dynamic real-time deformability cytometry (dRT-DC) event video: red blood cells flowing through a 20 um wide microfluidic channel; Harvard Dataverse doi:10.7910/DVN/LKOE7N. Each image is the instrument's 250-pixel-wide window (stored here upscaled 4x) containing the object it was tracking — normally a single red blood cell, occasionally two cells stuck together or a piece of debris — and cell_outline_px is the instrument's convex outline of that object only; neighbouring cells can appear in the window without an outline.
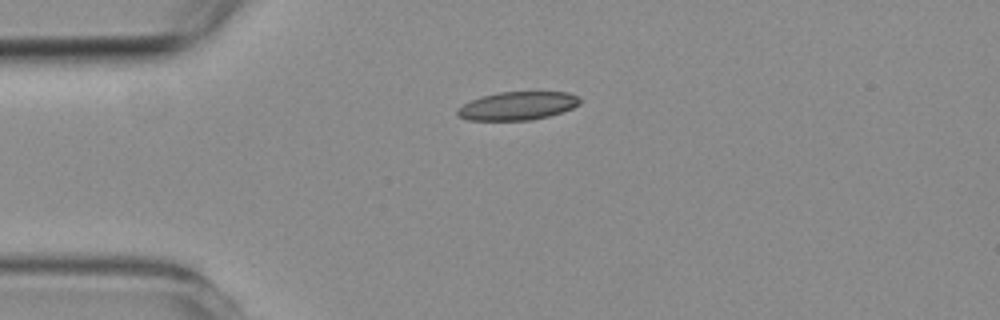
{"species": "common noctule bat (a hibernating species)", "species_latin": "Nyctalus noctula", "temperature_condition": "room temperature", "stored_images_in_passage": 2, "camera_frame_rate_fps": 3000, "um_per_image_px": 0.085, "animal": {"sex": "female", "body_mass_g": 19.3, "forearm_length_mm": 54.1}, "frame": {"image": 1, "passage_image": 1, "time_ms": 0.0, "image_size_px": [1000, 320], "cell_outline_px": [[580, 104], [572, 108], [548, 116], [532, 120], [468, 120], [456, 116], [456, 108], [480, 96], [500, 92], [568, 92], [580, 96]], "centroid_in_image_um": [43.97, 8.99], "position_along_channel_um": 41.0, "area_um2": 20.29}}